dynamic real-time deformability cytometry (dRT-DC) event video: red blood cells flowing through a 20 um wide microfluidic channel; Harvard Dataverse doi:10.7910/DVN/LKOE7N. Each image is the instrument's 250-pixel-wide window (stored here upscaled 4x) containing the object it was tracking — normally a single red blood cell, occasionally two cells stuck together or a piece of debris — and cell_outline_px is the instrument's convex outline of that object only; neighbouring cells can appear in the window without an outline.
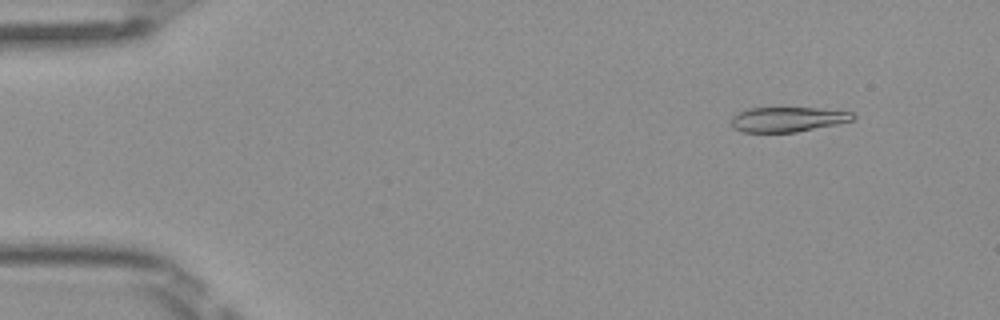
{"species": "Egyptian fruit bat (a non-hibernating species)", "species_latin": "Rousettus aegyptiacus", "temperature_condition": "room temperature", "stored_images_in_passage": 10, "camera_frame_rate_fps": 3000, "um_per_image_px": 0.085, "frame": {"image": 1, "passage_image": 1, "time_ms": 0.0, "image_size_px": [1000, 320], "cell_outline_px": [[856, 116], [852, 120], [836, 124], [796, 132], [740, 132], [732, 128], [732, 116], [748, 108], [816, 108], [852, 112]], "centroid_in_image_um": [66.92, 10.15], "position_along_channel_um": 18.1, "area_um2": 17.51}}